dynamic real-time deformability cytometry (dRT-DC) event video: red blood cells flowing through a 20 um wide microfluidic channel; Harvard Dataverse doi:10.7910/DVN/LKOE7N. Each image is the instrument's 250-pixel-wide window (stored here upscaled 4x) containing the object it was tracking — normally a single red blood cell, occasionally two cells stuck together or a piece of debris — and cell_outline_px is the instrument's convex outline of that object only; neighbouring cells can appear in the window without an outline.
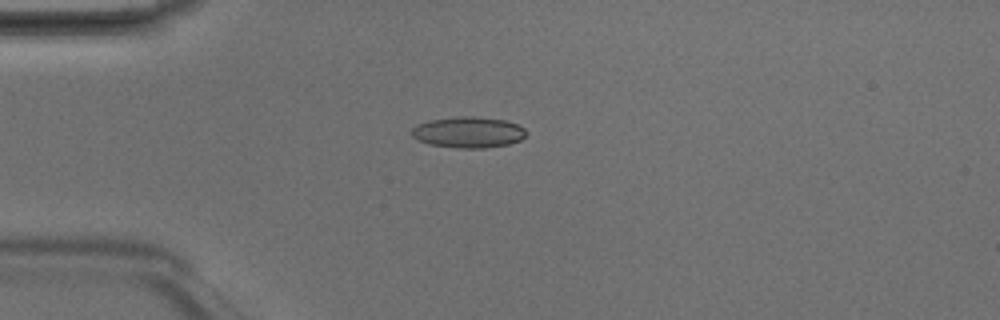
{"species": "Egyptian fruit bat (a non-hibernating species)", "species_latin": "Rousettus aegyptiacus", "temperature_condition": "room temperature", "stored_images_in_passage": 4, "camera_frame_rate_fps": 3000, "um_per_image_px": 0.085, "animal": {"sex": "male"}, "frame": {"image": 1, "passage_image": 3, "time_ms": 0.667, "image_size_px": [1000, 320], "cell_outline_px": [[528, 132], [520, 140], [508, 144], [484, 148], [460, 148], [428, 144], [412, 136], [412, 128], [428, 120], [460, 116], [472, 116], [504, 120], [516, 124], [524, 128]], "centroid_in_image_um": [39.82, 11.24], "position_along_channel_um": 45.2, "area_um2": 20.52}}